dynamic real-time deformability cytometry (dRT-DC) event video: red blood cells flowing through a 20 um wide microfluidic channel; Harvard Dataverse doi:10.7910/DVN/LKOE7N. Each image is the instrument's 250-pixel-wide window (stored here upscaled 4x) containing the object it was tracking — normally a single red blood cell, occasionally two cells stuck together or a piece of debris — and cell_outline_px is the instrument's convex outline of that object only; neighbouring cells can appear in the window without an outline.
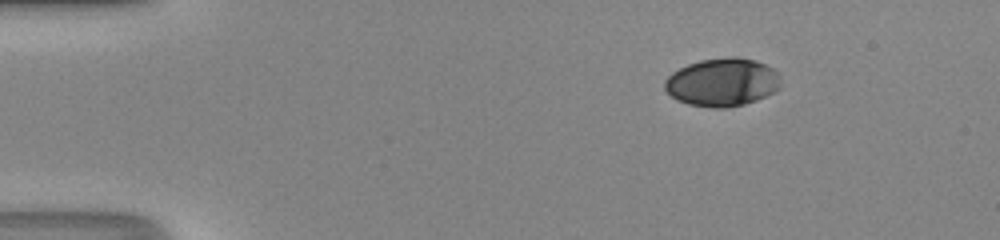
{"species": "human", "species_latin": "Homo sapiens", "temperature_condition": "room temperature", "stored_images_in_passage": 44, "camera_frame_rate_fps": 3000, "um_per_image_px": 0.085, "donor": {"sex": "male"}, "frame": {"image": 1, "passage_image": 1, "time_ms": 0.0, "image_size_px": [1000, 240], "cell_outline_px": [[780, 88], [776, 92], [756, 100], [744, 104], [728, 108], [712, 108], [688, 104], [676, 100], [664, 88], [664, 80], [672, 72], [688, 64], [700, 60], [728, 56], [740, 56], [756, 60], [772, 68], [776, 72], [780, 80]], "centroid_in_image_um": [61.4, 6.99], "position_along_channel_um": 23.6, "area_um2": 32.89}}
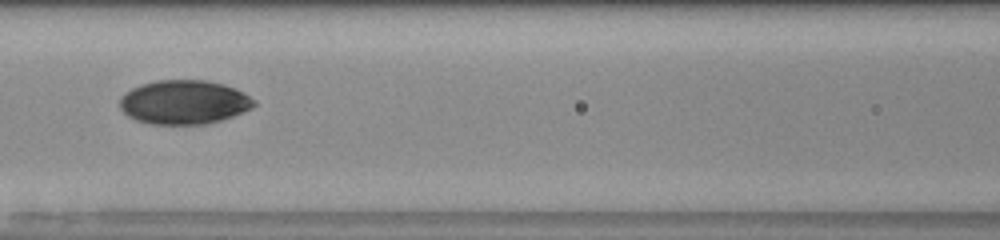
{"frame": {"image": 2, "passage_image": 17, "time_ms": 5.333, "image_size_px": [1000, 240], "cell_outline_px": [[256, 104], [252, 108], [232, 116], [208, 124], [152, 124], [136, 120], [128, 116], [120, 108], [120, 96], [124, 92], [140, 84], [156, 80], [204, 80], [224, 84], [256, 100]], "centroid_in_image_um": [15.6, 8.68], "position_along_channel_um": 151.0, "area_um2": 34.39}}
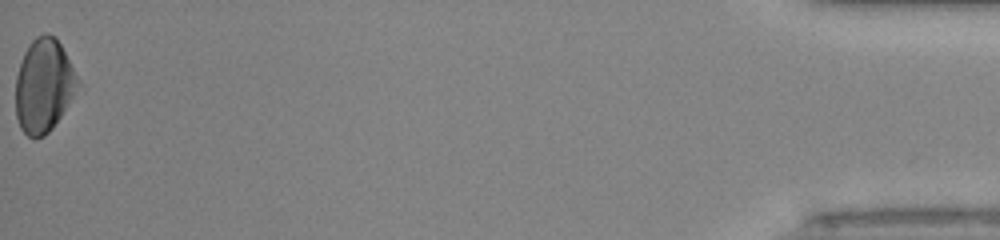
{"frame": {"image": 3, "passage_image": 44, "time_ms": 14.333, "image_size_px": [1000, 240], "cell_outline_px": [[84, 92], [52, 128], [44, 136], [36, 140], [32, 140], [20, 128], [16, 116], [16, 76], [24, 52], [32, 40], [36, 36], [44, 32], [48, 32], [60, 44], [80, 80], [84, 88]], "centroid_in_image_um": [3.81, 7.34], "position_along_channel_um": 431.4, "area_um2": 35.2}, "authors_computed_cell_mechanics": {"area_um2": 34.2754, "velocity_mm_per_s": 4.2185, "shape_relaxation_time_tau1_ms": 8.2998, "shape_relaxation_time_tau2_ms": 1.5808, "deformation_change_tau1": 0.1827, "deformation_change_tau2": 0.0388}}